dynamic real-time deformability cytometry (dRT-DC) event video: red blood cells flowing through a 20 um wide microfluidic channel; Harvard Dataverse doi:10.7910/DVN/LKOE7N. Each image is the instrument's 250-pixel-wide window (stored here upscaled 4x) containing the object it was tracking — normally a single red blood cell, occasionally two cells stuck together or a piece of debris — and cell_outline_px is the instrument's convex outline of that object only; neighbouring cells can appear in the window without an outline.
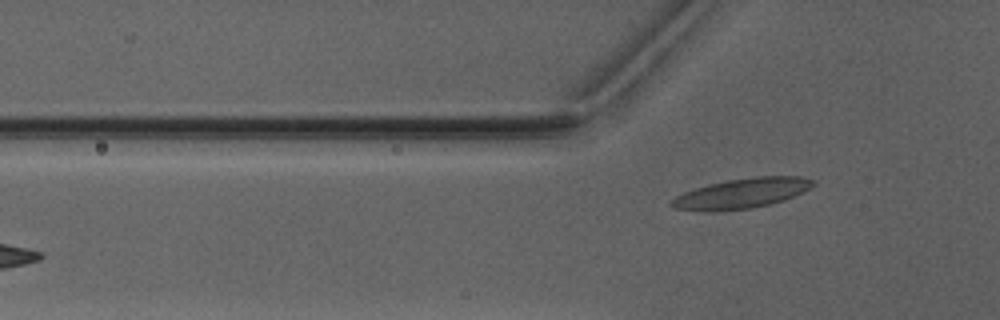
{"species": "Egyptian fruit bat (a non-hibernating species)", "species_latin": "Rousettus aegyptiacus", "temperature_condition": "warm", "stored_images_in_passage": 3, "camera_frame_rate_fps": 3000, "um_per_image_px": 0.085, "animal": {"sex": "male"}, "frame": {"image": 1, "passage_image": 3, "time_ms": 2.333, "image_size_px": [1000, 320], "cell_outline_px": [[816, 184], [784, 200], [772, 204], [752, 208], [712, 212], [704, 212], [672, 208], [668, 204], [668, 200], [684, 192], [708, 184], [728, 180], [756, 176], [800, 176], [816, 180]], "centroid_in_image_um": [62.98, 16.45], "position_along_channel_um": 62.8, "area_um2": 25.03}}